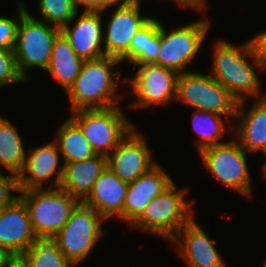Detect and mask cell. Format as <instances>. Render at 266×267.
<instances>
[{"label":"cell","mask_w":266,"mask_h":267,"mask_svg":"<svg viewBox=\"0 0 266 267\" xmlns=\"http://www.w3.org/2000/svg\"><path fill=\"white\" fill-rule=\"evenodd\" d=\"M83 62L84 60L75 53L69 41L60 33L54 40L46 71L66 93L80 74Z\"/></svg>","instance_id":"22"},{"label":"cell","mask_w":266,"mask_h":267,"mask_svg":"<svg viewBox=\"0 0 266 267\" xmlns=\"http://www.w3.org/2000/svg\"><path fill=\"white\" fill-rule=\"evenodd\" d=\"M10 267H30L26 261L21 257L18 256L10 265Z\"/></svg>","instance_id":"36"},{"label":"cell","mask_w":266,"mask_h":267,"mask_svg":"<svg viewBox=\"0 0 266 267\" xmlns=\"http://www.w3.org/2000/svg\"><path fill=\"white\" fill-rule=\"evenodd\" d=\"M142 133L134 127L107 156V167L122 181L130 183L153 168L157 161Z\"/></svg>","instance_id":"13"},{"label":"cell","mask_w":266,"mask_h":267,"mask_svg":"<svg viewBox=\"0 0 266 267\" xmlns=\"http://www.w3.org/2000/svg\"><path fill=\"white\" fill-rule=\"evenodd\" d=\"M102 15L104 13L101 12L82 11L79 15L77 12L60 29L75 53L83 60H93L105 56Z\"/></svg>","instance_id":"16"},{"label":"cell","mask_w":266,"mask_h":267,"mask_svg":"<svg viewBox=\"0 0 266 267\" xmlns=\"http://www.w3.org/2000/svg\"><path fill=\"white\" fill-rule=\"evenodd\" d=\"M23 138L16 126L0 117V167L10 173L17 174L22 170L25 162L26 151ZM0 172H3L0 168Z\"/></svg>","instance_id":"26"},{"label":"cell","mask_w":266,"mask_h":267,"mask_svg":"<svg viewBox=\"0 0 266 267\" xmlns=\"http://www.w3.org/2000/svg\"><path fill=\"white\" fill-rule=\"evenodd\" d=\"M106 221L96 210L80 202L64 227L55 235L58 247L76 267L91 255L106 232Z\"/></svg>","instance_id":"6"},{"label":"cell","mask_w":266,"mask_h":267,"mask_svg":"<svg viewBox=\"0 0 266 267\" xmlns=\"http://www.w3.org/2000/svg\"><path fill=\"white\" fill-rule=\"evenodd\" d=\"M174 181L157 163L147 173L128 183L123 204V222L130 226L143 212L147 204L169 188Z\"/></svg>","instance_id":"17"},{"label":"cell","mask_w":266,"mask_h":267,"mask_svg":"<svg viewBox=\"0 0 266 267\" xmlns=\"http://www.w3.org/2000/svg\"><path fill=\"white\" fill-rule=\"evenodd\" d=\"M261 174L263 175L262 177H263L264 179H266V168L262 171Z\"/></svg>","instance_id":"38"},{"label":"cell","mask_w":266,"mask_h":267,"mask_svg":"<svg viewBox=\"0 0 266 267\" xmlns=\"http://www.w3.org/2000/svg\"><path fill=\"white\" fill-rule=\"evenodd\" d=\"M211 23V19L207 18L194 20L170 32H167L161 23V45L157 60L153 64L178 73L191 72L187 67L199 53Z\"/></svg>","instance_id":"10"},{"label":"cell","mask_w":266,"mask_h":267,"mask_svg":"<svg viewBox=\"0 0 266 267\" xmlns=\"http://www.w3.org/2000/svg\"><path fill=\"white\" fill-rule=\"evenodd\" d=\"M265 157L264 158H266V151L264 152V154H263ZM262 168V171L266 168V161L265 162H263V165L261 166Z\"/></svg>","instance_id":"37"},{"label":"cell","mask_w":266,"mask_h":267,"mask_svg":"<svg viewBox=\"0 0 266 267\" xmlns=\"http://www.w3.org/2000/svg\"><path fill=\"white\" fill-rule=\"evenodd\" d=\"M24 3L22 0L18 1V17L0 16V49L14 50L20 19L28 11Z\"/></svg>","instance_id":"29"},{"label":"cell","mask_w":266,"mask_h":267,"mask_svg":"<svg viewBox=\"0 0 266 267\" xmlns=\"http://www.w3.org/2000/svg\"><path fill=\"white\" fill-rule=\"evenodd\" d=\"M127 190L128 183L106 167L83 203L96 210L105 220L112 217L123 221V204Z\"/></svg>","instance_id":"20"},{"label":"cell","mask_w":266,"mask_h":267,"mask_svg":"<svg viewBox=\"0 0 266 267\" xmlns=\"http://www.w3.org/2000/svg\"><path fill=\"white\" fill-rule=\"evenodd\" d=\"M213 46L212 68L208 73L214 79L238 102L248 101L250 97L254 100L266 97V93L261 90L260 74L256 72L257 69L263 71V68L251 39L239 46L226 39H218Z\"/></svg>","instance_id":"1"},{"label":"cell","mask_w":266,"mask_h":267,"mask_svg":"<svg viewBox=\"0 0 266 267\" xmlns=\"http://www.w3.org/2000/svg\"><path fill=\"white\" fill-rule=\"evenodd\" d=\"M17 257L8 247L0 246V267H10Z\"/></svg>","instance_id":"35"},{"label":"cell","mask_w":266,"mask_h":267,"mask_svg":"<svg viewBox=\"0 0 266 267\" xmlns=\"http://www.w3.org/2000/svg\"><path fill=\"white\" fill-rule=\"evenodd\" d=\"M193 217L170 240L175 251L187 267H227L214 239L209 238L203 227Z\"/></svg>","instance_id":"15"},{"label":"cell","mask_w":266,"mask_h":267,"mask_svg":"<svg viewBox=\"0 0 266 267\" xmlns=\"http://www.w3.org/2000/svg\"><path fill=\"white\" fill-rule=\"evenodd\" d=\"M26 82L18 71L14 50L0 49V88Z\"/></svg>","instance_id":"30"},{"label":"cell","mask_w":266,"mask_h":267,"mask_svg":"<svg viewBox=\"0 0 266 267\" xmlns=\"http://www.w3.org/2000/svg\"><path fill=\"white\" fill-rule=\"evenodd\" d=\"M195 110L235 116L238 101L209 73L198 71L179 73L175 102Z\"/></svg>","instance_id":"7"},{"label":"cell","mask_w":266,"mask_h":267,"mask_svg":"<svg viewBox=\"0 0 266 267\" xmlns=\"http://www.w3.org/2000/svg\"><path fill=\"white\" fill-rule=\"evenodd\" d=\"M60 28L33 17L27 11L20 19L14 55L19 73L26 83L31 79L28 69L47 70L55 38Z\"/></svg>","instance_id":"5"},{"label":"cell","mask_w":266,"mask_h":267,"mask_svg":"<svg viewBox=\"0 0 266 267\" xmlns=\"http://www.w3.org/2000/svg\"><path fill=\"white\" fill-rule=\"evenodd\" d=\"M121 61L110 56L84 60L80 74L66 92L71 111L117 106L123 96L116 88L121 71H114ZM118 75V76H117ZM117 76V77H116ZM118 81V82H117Z\"/></svg>","instance_id":"2"},{"label":"cell","mask_w":266,"mask_h":267,"mask_svg":"<svg viewBox=\"0 0 266 267\" xmlns=\"http://www.w3.org/2000/svg\"><path fill=\"white\" fill-rule=\"evenodd\" d=\"M137 68L134 76L126 78L135 101L128 107L148 109L156 106H167L175 101L179 73L173 69L155 64L134 65ZM129 80V81H128Z\"/></svg>","instance_id":"11"},{"label":"cell","mask_w":266,"mask_h":267,"mask_svg":"<svg viewBox=\"0 0 266 267\" xmlns=\"http://www.w3.org/2000/svg\"><path fill=\"white\" fill-rule=\"evenodd\" d=\"M175 182L162 194L153 198L142 214L129 226L170 241L177 232L195 217V200H186L188 187L178 189Z\"/></svg>","instance_id":"3"},{"label":"cell","mask_w":266,"mask_h":267,"mask_svg":"<svg viewBox=\"0 0 266 267\" xmlns=\"http://www.w3.org/2000/svg\"><path fill=\"white\" fill-rule=\"evenodd\" d=\"M141 0H124L119 3L103 30L105 56L130 63V45L133 36L152 17L141 15Z\"/></svg>","instance_id":"12"},{"label":"cell","mask_w":266,"mask_h":267,"mask_svg":"<svg viewBox=\"0 0 266 267\" xmlns=\"http://www.w3.org/2000/svg\"><path fill=\"white\" fill-rule=\"evenodd\" d=\"M56 133L53 140L64 161L62 164L86 160L96 155L80 127L70 117L59 126Z\"/></svg>","instance_id":"23"},{"label":"cell","mask_w":266,"mask_h":267,"mask_svg":"<svg viewBox=\"0 0 266 267\" xmlns=\"http://www.w3.org/2000/svg\"><path fill=\"white\" fill-rule=\"evenodd\" d=\"M34 237L28 207L20 197L0 209V246L21 256L32 245Z\"/></svg>","instance_id":"19"},{"label":"cell","mask_w":266,"mask_h":267,"mask_svg":"<svg viewBox=\"0 0 266 267\" xmlns=\"http://www.w3.org/2000/svg\"><path fill=\"white\" fill-rule=\"evenodd\" d=\"M28 151V156L25 157V162L22 170L18 173V182L20 191H30L43 189V185L47 181H52L53 176H56L54 182L48 189L58 188L61 182L63 167L60 165L62 158L54 140L45 145H40ZM57 174V175H56Z\"/></svg>","instance_id":"14"},{"label":"cell","mask_w":266,"mask_h":267,"mask_svg":"<svg viewBox=\"0 0 266 267\" xmlns=\"http://www.w3.org/2000/svg\"><path fill=\"white\" fill-rule=\"evenodd\" d=\"M263 267H266V259H265V261H264Z\"/></svg>","instance_id":"39"},{"label":"cell","mask_w":266,"mask_h":267,"mask_svg":"<svg viewBox=\"0 0 266 267\" xmlns=\"http://www.w3.org/2000/svg\"><path fill=\"white\" fill-rule=\"evenodd\" d=\"M246 110L247 100L238 102L233 132L235 139L247 153L266 151V97L255 99Z\"/></svg>","instance_id":"18"},{"label":"cell","mask_w":266,"mask_h":267,"mask_svg":"<svg viewBox=\"0 0 266 267\" xmlns=\"http://www.w3.org/2000/svg\"><path fill=\"white\" fill-rule=\"evenodd\" d=\"M41 21L58 28L64 27L78 12L71 0H39Z\"/></svg>","instance_id":"28"},{"label":"cell","mask_w":266,"mask_h":267,"mask_svg":"<svg viewBox=\"0 0 266 267\" xmlns=\"http://www.w3.org/2000/svg\"><path fill=\"white\" fill-rule=\"evenodd\" d=\"M261 31L262 32L256 33L251 40L263 71H266V30Z\"/></svg>","instance_id":"33"},{"label":"cell","mask_w":266,"mask_h":267,"mask_svg":"<svg viewBox=\"0 0 266 267\" xmlns=\"http://www.w3.org/2000/svg\"><path fill=\"white\" fill-rule=\"evenodd\" d=\"M207 171L215 179L241 195L251 198V173L248 153L233 138L225 143L207 147L199 152Z\"/></svg>","instance_id":"9"},{"label":"cell","mask_w":266,"mask_h":267,"mask_svg":"<svg viewBox=\"0 0 266 267\" xmlns=\"http://www.w3.org/2000/svg\"><path fill=\"white\" fill-rule=\"evenodd\" d=\"M223 117H227V119L230 117L228 119L229 123L231 119L233 121L235 118V116H224L214 112L194 111L192 114V127L200 136L195 142L198 152L207 147L227 142L222 140L224 135L227 134L226 132L233 131V124H226Z\"/></svg>","instance_id":"24"},{"label":"cell","mask_w":266,"mask_h":267,"mask_svg":"<svg viewBox=\"0 0 266 267\" xmlns=\"http://www.w3.org/2000/svg\"><path fill=\"white\" fill-rule=\"evenodd\" d=\"M0 172V209L10 206L20 197V188L17 174L9 175ZM11 191L16 192L12 194ZM15 195V196H14Z\"/></svg>","instance_id":"31"},{"label":"cell","mask_w":266,"mask_h":267,"mask_svg":"<svg viewBox=\"0 0 266 267\" xmlns=\"http://www.w3.org/2000/svg\"><path fill=\"white\" fill-rule=\"evenodd\" d=\"M171 1V0H170ZM176 2V4L181 6H185L187 8H191L195 11L201 12L205 11L204 9L207 8V0H172Z\"/></svg>","instance_id":"34"},{"label":"cell","mask_w":266,"mask_h":267,"mask_svg":"<svg viewBox=\"0 0 266 267\" xmlns=\"http://www.w3.org/2000/svg\"><path fill=\"white\" fill-rule=\"evenodd\" d=\"M63 174L59 187L83 202L91 193L95 181L107 167L106 156H95L78 161L63 163Z\"/></svg>","instance_id":"21"},{"label":"cell","mask_w":266,"mask_h":267,"mask_svg":"<svg viewBox=\"0 0 266 267\" xmlns=\"http://www.w3.org/2000/svg\"><path fill=\"white\" fill-rule=\"evenodd\" d=\"M73 6L79 11V6L83 7L82 11L106 13L110 6H117L124 0H71Z\"/></svg>","instance_id":"32"},{"label":"cell","mask_w":266,"mask_h":267,"mask_svg":"<svg viewBox=\"0 0 266 267\" xmlns=\"http://www.w3.org/2000/svg\"><path fill=\"white\" fill-rule=\"evenodd\" d=\"M161 45V22L151 18L136 32L130 45V64H153Z\"/></svg>","instance_id":"25"},{"label":"cell","mask_w":266,"mask_h":267,"mask_svg":"<svg viewBox=\"0 0 266 267\" xmlns=\"http://www.w3.org/2000/svg\"><path fill=\"white\" fill-rule=\"evenodd\" d=\"M122 110L120 105L80 109L69 117L80 127L94 152L107 156L135 127Z\"/></svg>","instance_id":"4"},{"label":"cell","mask_w":266,"mask_h":267,"mask_svg":"<svg viewBox=\"0 0 266 267\" xmlns=\"http://www.w3.org/2000/svg\"><path fill=\"white\" fill-rule=\"evenodd\" d=\"M21 257L30 267H75L59 249L56 236L35 235Z\"/></svg>","instance_id":"27"},{"label":"cell","mask_w":266,"mask_h":267,"mask_svg":"<svg viewBox=\"0 0 266 267\" xmlns=\"http://www.w3.org/2000/svg\"><path fill=\"white\" fill-rule=\"evenodd\" d=\"M20 198L28 207L35 235L55 236L80 203L60 187L20 191Z\"/></svg>","instance_id":"8"}]
</instances>
